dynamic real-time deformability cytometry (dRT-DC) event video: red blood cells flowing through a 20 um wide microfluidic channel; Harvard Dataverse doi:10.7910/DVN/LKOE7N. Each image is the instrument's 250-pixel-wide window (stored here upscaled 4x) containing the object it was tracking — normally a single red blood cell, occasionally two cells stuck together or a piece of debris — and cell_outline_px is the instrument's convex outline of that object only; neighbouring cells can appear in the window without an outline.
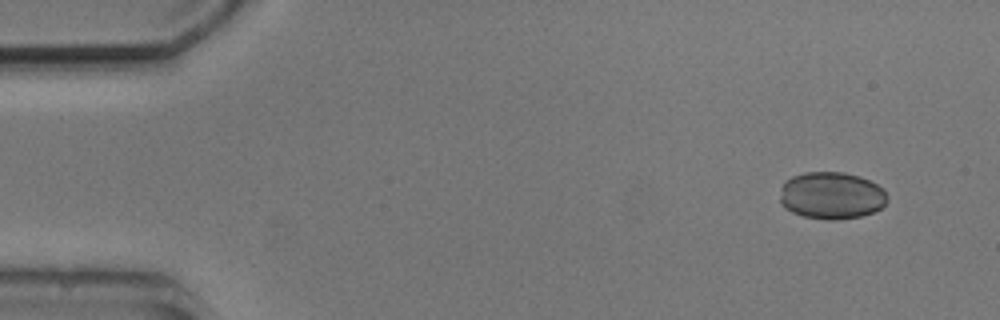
{"species": "common noctule bat (a hibernating species)", "species_latin": "Nyctalus noctula", "temperature_condition": "cold", "stored_images_in_passage": 4, "camera_frame_rate_fps": 3000, "um_per_image_px": 0.085, "animal": {"sex": "male", "body_mass_g": 20.5, "forearm_length_mm": 52.5}, "frame": {"image": 1, "passage_image": 1, "time_ms": 0.0, "image_size_px": [1000, 320], "cell_outline_px": [[888, 200], [880, 208], [872, 212], [860, 216], [836, 220], [828, 220], [804, 216], [792, 212], [780, 200], [780, 188], [784, 180], [792, 176], [804, 172], [844, 172], [860, 176], [884, 188], [888, 196]], "centroid_in_image_um": [70.68, 16.6], "position_along_channel_um": 14.3, "area_um2": 29.59}}